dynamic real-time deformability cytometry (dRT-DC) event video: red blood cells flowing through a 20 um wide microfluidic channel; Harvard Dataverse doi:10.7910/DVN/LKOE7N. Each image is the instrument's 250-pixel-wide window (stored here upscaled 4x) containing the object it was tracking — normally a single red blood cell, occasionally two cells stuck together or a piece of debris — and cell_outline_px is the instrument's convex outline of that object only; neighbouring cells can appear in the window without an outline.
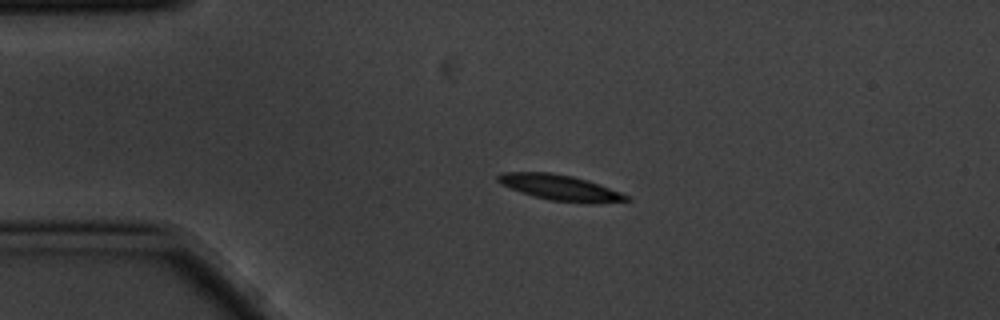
{"species": "common noctule bat (a hibernating species)", "species_latin": "Nyctalus noctula", "temperature_condition": "cold", "stored_images_in_passage": 3, "camera_frame_rate_fps": 3000, "um_per_image_px": 0.085, "animal": {"sex": "male", "body_mass_g": 20.1, "forearm_length_mm": 53.5}, "frame": {"image": 1, "passage_image": 2, "time_ms": 0.333, "image_size_px": [1000, 320], "cell_outline_px": [[632, 200], [596, 204], [584, 204], [548, 200], [532, 196], [520, 192], [500, 184], [496, 180], [496, 176], [504, 172], [552, 172], [572, 176], [588, 180], [620, 192], [628, 196]], "centroid_in_image_um": [47.61, 15.96], "position_along_channel_um": 37.4, "area_um2": 19.54}}